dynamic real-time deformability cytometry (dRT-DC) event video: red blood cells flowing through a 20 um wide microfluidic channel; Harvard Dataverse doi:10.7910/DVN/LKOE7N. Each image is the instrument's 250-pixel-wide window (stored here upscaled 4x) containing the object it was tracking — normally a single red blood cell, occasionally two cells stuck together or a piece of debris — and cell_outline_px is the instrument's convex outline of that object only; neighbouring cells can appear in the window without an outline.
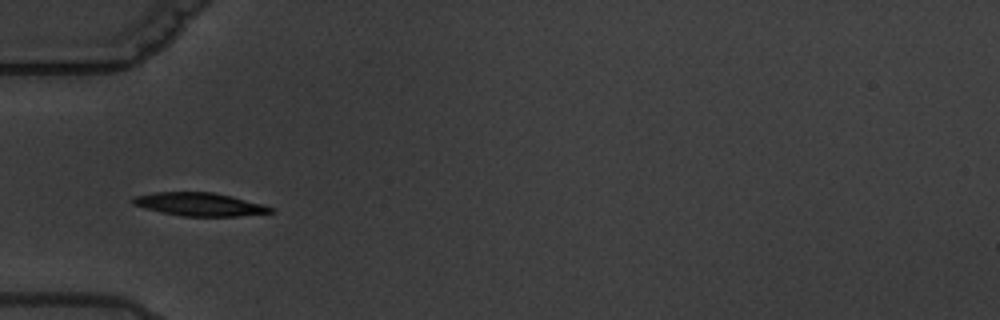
{"species": "common noctule bat (a hibernating species)", "species_latin": "Nyctalus noctula", "temperature_condition": "warm", "stored_images_in_passage": 12, "camera_frame_rate_fps": 3000, "um_per_image_px": 0.085, "animal": {"sex": "male", "body_mass_g": 19.5, "forearm_length_mm": 54.6}, "frame": {"image": 1, "passage_image": 6, "time_ms": 6.0, "image_size_px": [1000, 320], "cell_outline_px": [[276, 208], [272, 212], [240, 216], [184, 216], [144, 208], [132, 204], [132, 200], [136, 196], [156, 192], [212, 192], [232, 196], [264, 204]], "centroid_in_image_um": [17.02, 17.36], "position_along_channel_um": 68.0, "area_um2": 18.5}}